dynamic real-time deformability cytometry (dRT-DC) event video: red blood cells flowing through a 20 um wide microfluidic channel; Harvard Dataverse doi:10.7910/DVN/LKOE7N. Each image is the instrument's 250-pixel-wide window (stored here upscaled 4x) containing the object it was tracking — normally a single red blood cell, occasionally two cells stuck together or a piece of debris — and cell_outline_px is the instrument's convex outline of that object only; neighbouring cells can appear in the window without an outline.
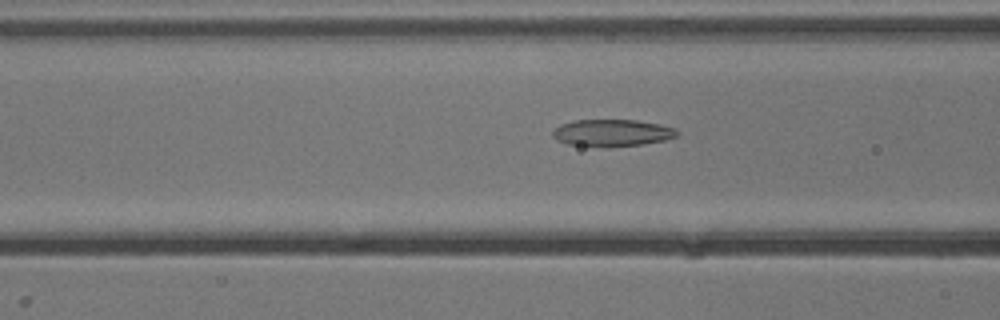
{"species": "common noctule bat (a hibernating species)", "species_latin": "Nyctalus noctula", "temperature_condition": "cold", "stored_images_in_passage": 40, "camera_frame_rate_fps": 3000, "um_per_image_px": 0.085, "animal": {"sex": "male", "body_mass_g": 13.3}, "frame": {"image": 1, "passage_image": 8, "time_ms": 2.333, "image_size_px": [1000, 320], "cell_outline_px": [[676, 136], [664, 140], [640, 144], [568, 144], [556, 140], [552, 136], [552, 132], [560, 124], [576, 120], [636, 120], [660, 124], [676, 128]], "centroid_in_image_um": [52.02, 11.24], "position_along_channel_um": 114.6, "area_um2": 18.55}}
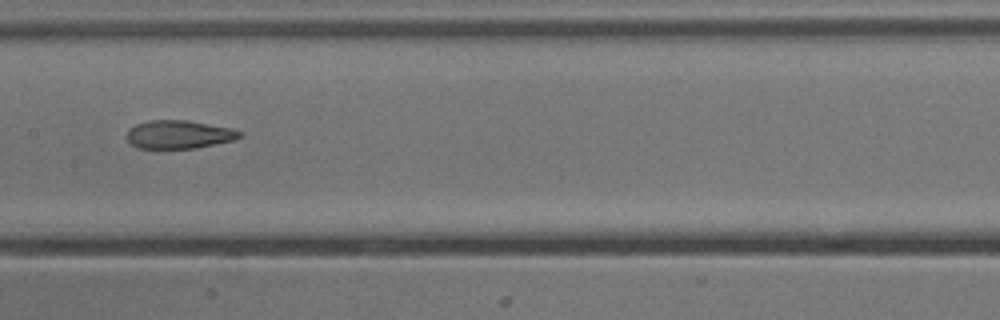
{"frame": {"image": 2, "passage_image": 14, "time_ms": 4.333, "image_size_px": [1000, 320], "cell_outline_px": [[240, 136], [236, 140], [196, 148], [136, 148], [128, 140], [128, 128], [136, 124], [148, 120], [188, 120], [232, 128], [240, 132]], "centroid_in_image_um": [15.21, 11.42], "position_along_channel_um": 192.2, "area_um2": 18.61}}
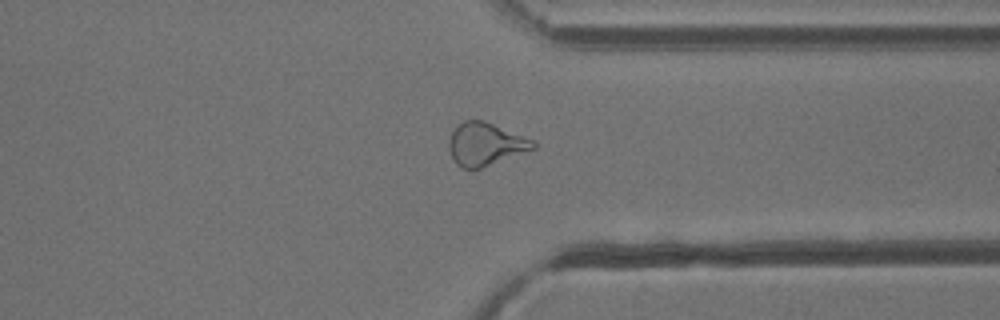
{"frame": {"image": 3, "passage_image": 28, "time_ms": 9.0, "image_size_px": [1000, 320], "cell_outline_px": [[536, 148], [480, 168], [460, 168], [452, 160], [448, 148], [448, 140], [452, 132], [464, 120], [484, 120], [536, 140]], "centroid_in_image_um": [41.26, 12.24], "position_along_channel_um": 370.1, "area_um2": 21.1}, "authors_computed_cell_mechanics": {"area_um2": 20.0566, "velocity_mm_per_s": 3.8508, "shape_relaxation_time_tau1_ms": 8.7972, "shape_relaxation_time_tau2_ms": 2.0405, "deformation_change_tau1": 0.2405, "deformation_change_tau2": 0.1052}}